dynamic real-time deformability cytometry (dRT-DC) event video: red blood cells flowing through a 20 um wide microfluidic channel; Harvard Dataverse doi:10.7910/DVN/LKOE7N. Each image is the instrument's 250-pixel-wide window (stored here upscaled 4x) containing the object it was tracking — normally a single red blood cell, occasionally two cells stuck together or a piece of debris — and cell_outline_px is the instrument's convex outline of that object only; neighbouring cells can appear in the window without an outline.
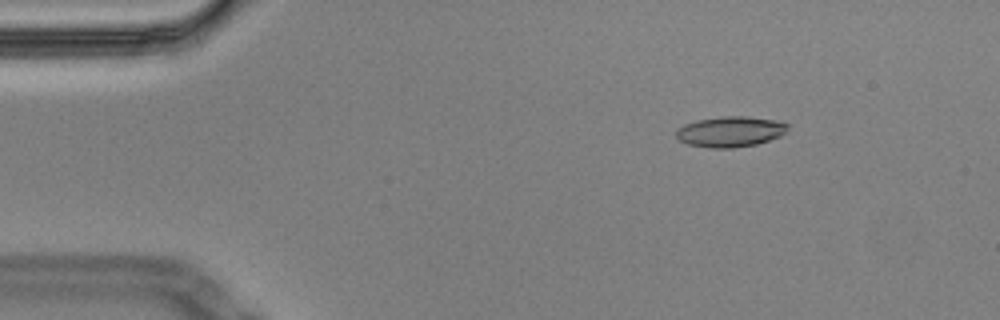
{"species": "Egyptian fruit bat (a non-hibernating species)", "species_latin": "Rousettus aegyptiacus", "temperature_condition": "cold", "stored_images_in_passage": 56, "camera_frame_rate_fps": 3000, "um_per_image_px": 0.085, "animal": {"sex": "male"}, "frame": {"image": 1, "passage_image": 7, "time_ms": 2.0, "image_size_px": [1000, 320], "cell_outline_px": [[788, 128], [780, 136], [756, 144], [732, 148], [708, 148], [688, 144], [680, 140], [676, 136], [676, 132], [684, 124], [696, 120], [724, 116], [744, 116], [772, 120], [788, 124]], "centroid_in_image_um": [62.04, 11.19], "position_along_channel_um": 23.0, "area_um2": 19.59}}
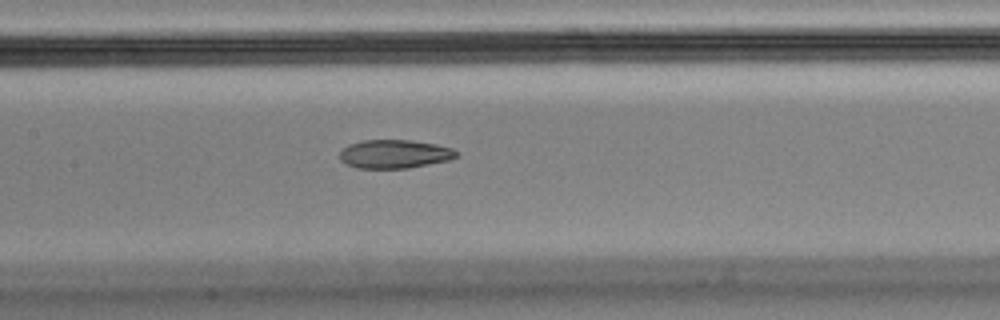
{"frame": {"image": 2, "passage_image": 26, "time_ms": 8.333, "image_size_px": [1000, 320], "cell_outline_px": [[460, 156], [448, 160], [408, 168], [356, 168], [340, 160], [340, 152], [348, 144], [364, 140], [412, 140], [436, 144], [452, 148], [460, 152]], "centroid_in_image_um": [33.57, 13.08], "position_along_channel_um": 173.8, "area_um2": 19.48}}
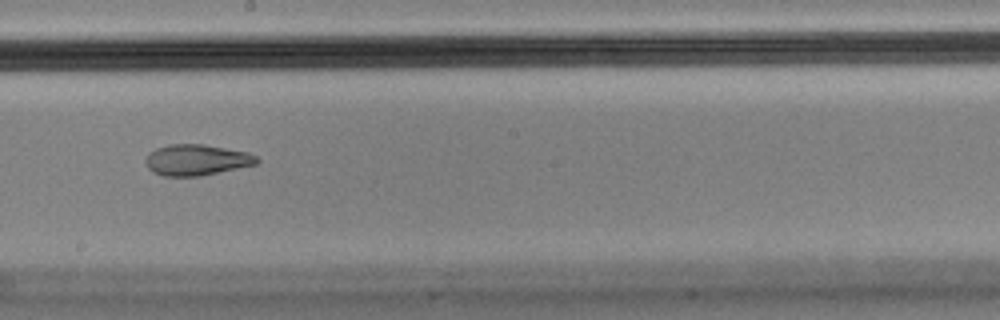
{"frame": {"image": 3, "passage_image": 31, "time_ms": 10.0, "image_size_px": [1000, 320], "cell_outline_px": [[260, 160], [256, 164], [200, 176], [164, 176], [152, 172], [144, 164], [144, 160], [148, 152], [156, 148], [168, 144], [204, 144], [248, 152], [256, 156]], "centroid_in_image_um": [16.66, 13.59], "position_along_channel_um": 231.5, "area_um2": 20.23}, "authors_computed_cell_mechanics": {"area_um2": 20.5479, "velocity_mm_per_s": 3.4699, "shape_relaxation_time_tau1_ms": null, "shape_relaxation_time_tau2_ms": 3.0353, "deformation_change_tau1": null, "deformation_change_tau2": 0.0936}}